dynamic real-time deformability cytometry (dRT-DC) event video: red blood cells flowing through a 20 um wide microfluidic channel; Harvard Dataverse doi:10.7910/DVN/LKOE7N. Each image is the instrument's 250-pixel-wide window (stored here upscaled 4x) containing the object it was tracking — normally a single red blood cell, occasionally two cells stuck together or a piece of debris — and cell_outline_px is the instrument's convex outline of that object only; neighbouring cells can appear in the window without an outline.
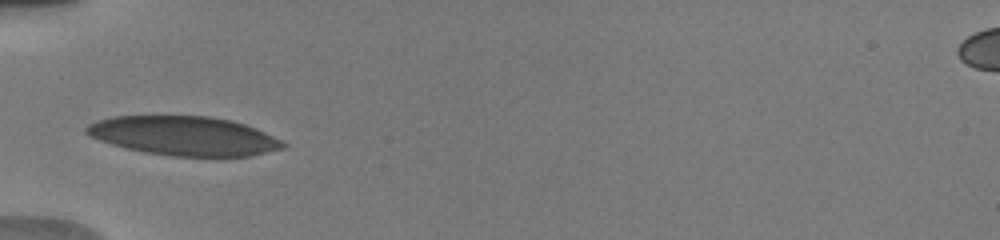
{"species": "human", "species_latin": "Homo sapiens", "temperature_condition": "warm", "stored_images_in_passage": 21, "camera_frame_rate_fps": 3000, "um_per_image_px": 0.085, "donor": {"sex": "male"}, "frame": {"image": 1, "passage_image": 3, "time_ms": 1.0, "image_size_px": [1000, 240], "cell_outline_px": [[288, 144], [284, 148], [248, 156], [172, 156], [144, 152], [124, 148], [100, 140], [84, 132], [84, 128], [88, 124], [112, 116], [208, 116], [232, 120], [256, 128]], "centroid_in_image_um": [15.63, 11.55], "position_along_channel_um": 69.4, "area_um2": 44.62}}
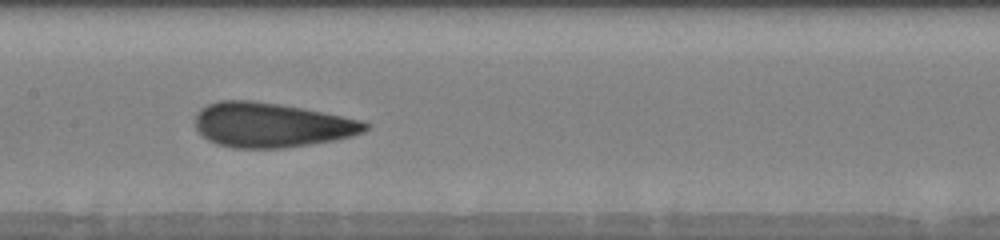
{"frame": {"image": 2, "passage_image": 10, "time_ms": 4.0, "image_size_px": [1000, 240], "cell_outline_px": [[368, 128], [364, 132], [352, 136], [332, 140], [308, 144], [280, 148], [232, 148], [208, 140], [196, 128], [196, 116], [200, 108], [208, 104], [220, 100], [252, 100], [280, 104], [304, 108], [364, 120], [368, 124]], "centroid_in_image_um": [23.08, 10.61], "position_along_channel_um": 184.3, "area_um2": 44.1}}
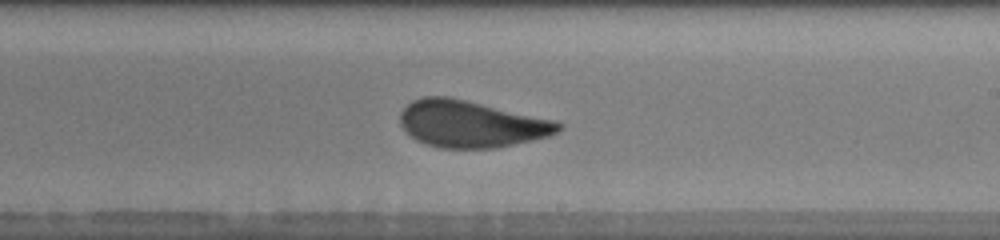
{"frame": {"image": 3, "passage_image": 14, "time_ms": 5.667, "image_size_px": [1000, 240], "cell_outline_px": [[564, 124], [556, 132], [548, 136], [532, 140], [496, 148], [440, 148], [416, 140], [400, 124], [400, 112], [412, 100], [424, 96], [448, 96], [556, 120]], "centroid_in_image_um": [40.04, 10.53], "position_along_channel_um": 249.0, "area_um2": 43.0}}